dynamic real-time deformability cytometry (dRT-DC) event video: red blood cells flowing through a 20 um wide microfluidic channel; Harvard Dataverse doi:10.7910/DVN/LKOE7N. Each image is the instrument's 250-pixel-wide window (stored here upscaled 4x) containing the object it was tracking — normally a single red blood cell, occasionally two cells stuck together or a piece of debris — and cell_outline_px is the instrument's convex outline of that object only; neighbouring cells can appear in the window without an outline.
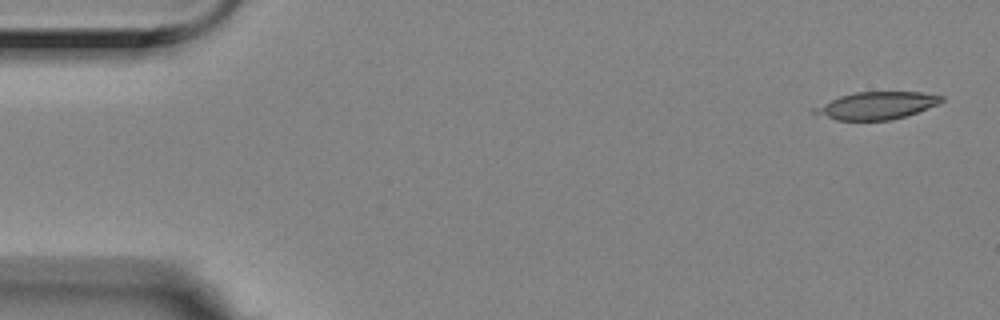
{"species": "Egyptian fruit bat (a non-hibernating species)", "species_latin": "Rousettus aegyptiacus", "temperature_condition": "room temperature", "stored_images_in_passage": 4, "camera_frame_rate_fps": 3000, "um_per_image_px": 0.085, "animal": {"sex": "female"}, "frame": {"image": 1, "passage_image": 1, "time_ms": 0.0, "image_size_px": [1000, 320], "cell_outline_px": [[944, 100], [940, 104], [892, 120], [836, 120], [812, 112], [812, 108], [840, 96], [856, 92], [920, 92], [944, 96]], "centroid_in_image_um": [74.54, 8.97], "position_along_channel_um": 10.5, "area_um2": 20.11}}